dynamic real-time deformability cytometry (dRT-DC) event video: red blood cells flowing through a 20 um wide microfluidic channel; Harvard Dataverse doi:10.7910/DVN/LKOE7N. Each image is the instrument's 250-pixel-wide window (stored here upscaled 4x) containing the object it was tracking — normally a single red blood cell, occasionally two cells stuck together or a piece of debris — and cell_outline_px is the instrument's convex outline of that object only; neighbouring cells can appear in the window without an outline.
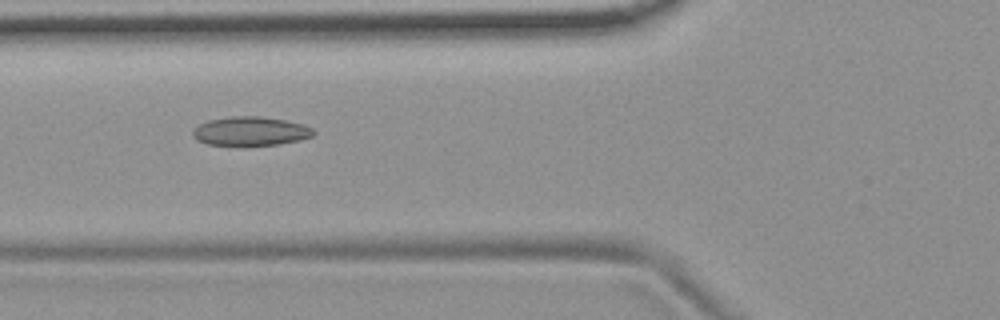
{"species": "common noctule bat (a hibernating species)", "species_latin": "Nyctalus noctula", "temperature_condition": "room temperature", "stored_images_in_passage": 6, "camera_frame_rate_fps": 3000, "um_per_image_px": 0.085, "animal": {"sex": "female", "body_mass_g": 19.9}, "frame": {"image": 1, "passage_image": 6, "time_ms": 5.667, "image_size_px": [1000, 320], "cell_outline_px": [[316, 132], [312, 136], [300, 140], [280, 144], [244, 148], [236, 148], [208, 144], [196, 140], [192, 136], [192, 132], [200, 124], [208, 120], [232, 116], [260, 116], [284, 120], [304, 124], [312, 128]], "centroid_in_image_um": [21.28, 11.2], "position_along_channel_um": 104.5, "area_um2": 21.21}}